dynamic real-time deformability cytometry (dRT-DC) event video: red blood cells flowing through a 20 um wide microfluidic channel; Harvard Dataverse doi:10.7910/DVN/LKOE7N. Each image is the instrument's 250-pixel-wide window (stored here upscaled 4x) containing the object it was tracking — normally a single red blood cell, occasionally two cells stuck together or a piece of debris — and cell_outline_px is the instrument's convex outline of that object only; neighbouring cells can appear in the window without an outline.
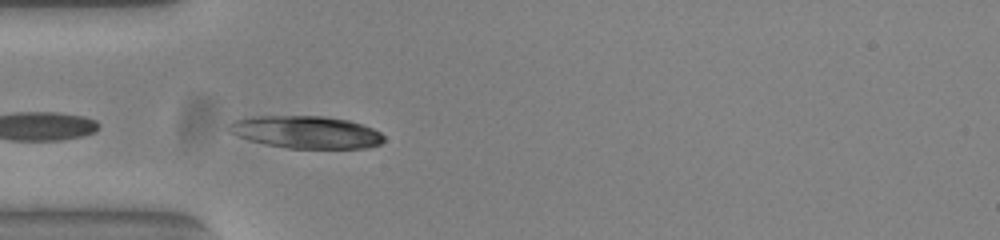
{"species": "common noctule bat (a hibernating species)", "species_latin": "Nyctalus noctula", "temperature_condition": "warm", "stored_images_in_passage": 41, "camera_frame_rate_fps": 3000, "um_per_image_px": 0.085, "animal": {"sex": "female", "body_mass_g": 23.0, "forearm_length_mm": 53.4}, "frame": {"image": 1, "passage_image": 13, "time_ms": 4.0, "image_size_px": [1000, 240], "cell_outline_px": [[384, 140], [380, 144], [364, 148], [288, 148], [264, 144], [248, 140], [228, 132], [228, 124], [236, 120], [256, 116], [324, 116], [348, 120], [372, 128], [380, 132], [384, 136]], "centroid_in_image_um": [26.0, 11.23], "position_along_channel_um": 59.0, "area_um2": 29.19}, "authors_computed_cell_mechanics": {"area_um2": 19.1318, "velocity_mm_per_s": 3.8132, "shape_relaxation_time_tau1_ms": 0.77, "shape_relaxation_time_tau2_ms": null, "deformation_change_tau1": 0.0446, "deformation_change_tau2": null}}